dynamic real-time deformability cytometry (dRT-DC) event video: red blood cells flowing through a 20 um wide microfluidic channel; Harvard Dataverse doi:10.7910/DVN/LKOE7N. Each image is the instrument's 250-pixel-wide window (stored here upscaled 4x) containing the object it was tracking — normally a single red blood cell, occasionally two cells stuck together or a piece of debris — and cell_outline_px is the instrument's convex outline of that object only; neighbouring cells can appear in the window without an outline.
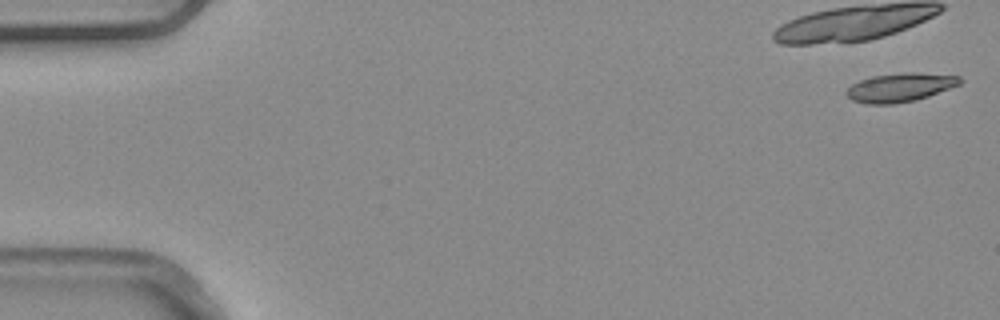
{"species": "common noctule bat (a hibernating species)", "species_latin": "Nyctalus noctula", "temperature_condition": "warm", "stored_images_in_passage": 6, "camera_frame_rate_fps": 3000, "um_per_image_px": 0.085, "animal": {"sex": "male", "body_mass_g": 20.4}, "frame": {"image": 1, "passage_image": 1, "time_ms": 0.0, "image_size_px": [1000, 320], "cell_outline_px": [[964, 80], [960, 84], [928, 96], [916, 100], [892, 104], [868, 104], [852, 100], [844, 92], [852, 84], [860, 80], [872, 76], [908, 72], [920, 72], [960, 76]], "centroid_in_image_um": [76.52, 7.42], "position_along_channel_um": 8.5, "area_um2": 19.02}}